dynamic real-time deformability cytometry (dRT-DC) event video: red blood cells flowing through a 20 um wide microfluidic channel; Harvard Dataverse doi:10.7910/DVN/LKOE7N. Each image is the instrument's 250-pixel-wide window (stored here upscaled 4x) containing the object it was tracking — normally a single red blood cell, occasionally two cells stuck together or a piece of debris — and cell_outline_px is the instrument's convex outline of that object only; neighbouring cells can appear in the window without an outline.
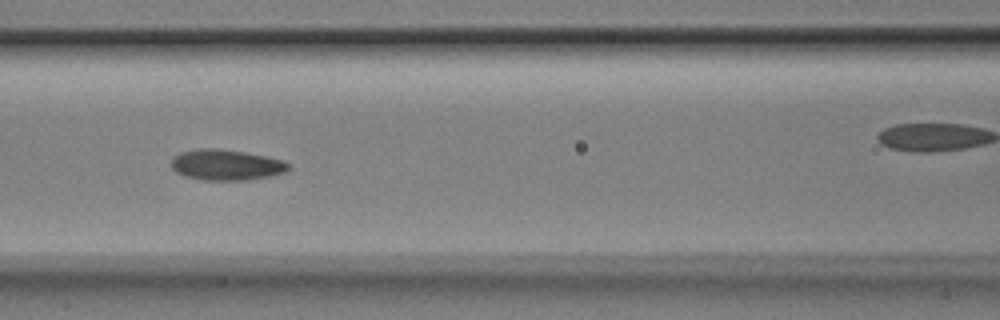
{"species": "Egyptian fruit bat (a non-hibernating species)", "species_latin": "Rousettus aegyptiacus", "temperature_condition": "room temperature", "stored_images_in_passage": 8, "camera_frame_rate_fps": 3000, "um_per_image_px": 0.085, "animal": {"sex": "male"}, "frame": {"image": 1, "passage_image": 6, "time_ms": 1.667, "image_size_px": [1000, 320], "cell_outline_px": [[292, 164], [288, 172], [248, 180], [204, 180], [184, 176], [176, 172], [172, 168], [172, 156], [180, 152], [200, 148], [216, 148], [244, 152], [284, 160]], "centroid_in_image_um": [19.25, 14.01], "position_along_channel_um": 147.4, "area_um2": 21.15}}
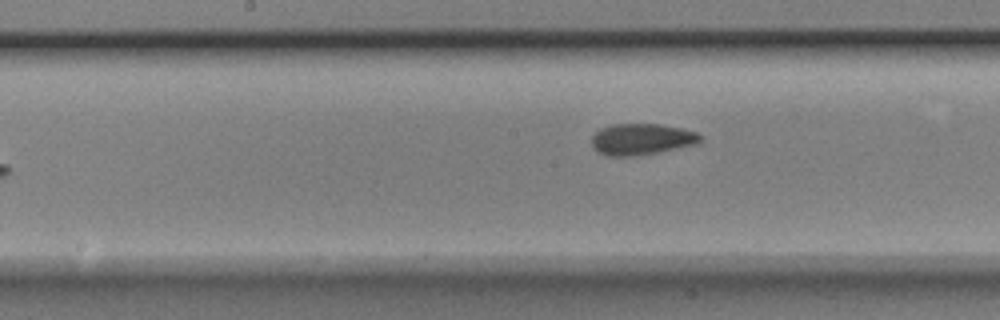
{"frame": {"image": 2, "passage_image": 8, "time_ms": 2.333, "image_size_px": [1000, 320], "cell_outline_px": [[700, 140], [696, 144], [656, 152], [632, 156], [608, 156], [596, 152], [592, 148], [592, 136], [600, 128], [612, 124], [660, 124], [680, 128], [696, 132], [700, 136]], "centroid_in_image_um": [54.46, 11.83], "position_along_channel_um": 193.7, "area_um2": 19.65}}